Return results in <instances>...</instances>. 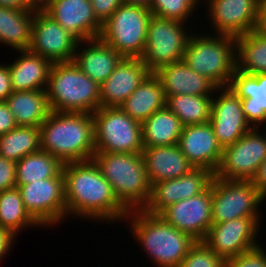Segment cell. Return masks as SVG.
Wrapping results in <instances>:
<instances>
[{"instance_id":"cell-1","label":"cell","mask_w":266,"mask_h":267,"mask_svg":"<svg viewBox=\"0 0 266 267\" xmlns=\"http://www.w3.org/2000/svg\"><path fill=\"white\" fill-rule=\"evenodd\" d=\"M63 173L68 216L112 223L129 214L93 160L66 163Z\"/></svg>"},{"instance_id":"cell-2","label":"cell","mask_w":266,"mask_h":267,"mask_svg":"<svg viewBox=\"0 0 266 267\" xmlns=\"http://www.w3.org/2000/svg\"><path fill=\"white\" fill-rule=\"evenodd\" d=\"M39 128L41 150L63 164L92 160L95 154L92 114L51 111Z\"/></svg>"},{"instance_id":"cell-3","label":"cell","mask_w":266,"mask_h":267,"mask_svg":"<svg viewBox=\"0 0 266 267\" xmlns=\"http://www.w3.org/2000/svg\"><path fill=\"white\" fill-rule=\"evenodd\" d=\"M124 220L131 223L134 238L158 267H178L196 243L195 239L167 223L160 215L133 210Z\"/></svg>"},{"instance_id":"cell-4","label":"cell","mask_w":266,"mask_h":267,"mask_svg":"<svg viewBox=\"0 0 266 267\" xmlns=\"http://www.w3.org/2000/svg\"><path fill=\"white\" fill-rule=\"evenodd\" d=\"M92 160L129 212L144 209L152 185L141 153L95 152Z\"/></svg>"},{"instance_id":"cell-5","label":"cell","mask_w":266,"mask_h":267,"mask_svg":"<svg viewBox=\"0 0 266 267\" xmlns=\"http://www.w3.org/2000/svg\"><path fill=\"white\" fill-rule=\"evenodd\" d=\"M46 94L51 111L93 114L100 108V85L74 61L52 63Z\"/></svg>"},{"instance_id":"cell-6","label":"cell","mask_w":266,"mask_h":267,"mask_svg":"<svg viewBox=\"0 0 266 267\" xmlns=\"http://www.w3.org/2000/svg\"><path fill=\"white\" fill-rule=\"evenodd\" d=\"M183 60L198 74L207 77L218 88L228 87L237 69L236 39L215 34H191Z\"/></svg>"},{"instance_id":"cell-7","label":"cell","mask_w":266,"mask_h":267,"mask_svg":"<svg viewBox=\"0 0 266 267\" xmlns=\"http://www.w3.org/2000/svg\"><path fill=\"white\" fill-rule=\"evenodd\" d=\"M151 16L148 8L122 3L102 24L99 38L124 58H141Z\"/></svg>"},{"instance_id":"cell-8","label":"cell","mask_w":266,"mask_h":267,"mask_svg":"<svg viewBox=\"0 0 266 267\" xmlns=\"http://www.w3.org/2000/svg\"><path fill=\"white\" fill-rule=\"evenodd\" d=\"M95 152L141 153L142 124L119 107H100L93 114Z\"/></svg>"},{"instance_id":"cell-9","label":"cell","mask_w":266,"mask_h":267,"mask_svg":"<svg viewBox=\"0 0 266 267\" xmlns=\"http://www.w3.org/2000/svg\"><path fill=\"white\" fill-rule=\"evenodd\" d=\"M185 23L152 15L148 25L143 64L151 73L162 66L183 60L191 32ZM186 29V30H185Z\"/></svg>"},{"instance_id":"cell-10","label":"cell","mask_w":266,"mask_h":267,"mask_svg":"<svg viewBox=\"0 0 266 267\" xmlns=\"http://www.w3.org/2000/svg\"><path fill=\"white\" fill-rule=\"evenodd\" d=\"M212 187V224L242 217H262L259 207L265 201L252 181L225 180L214 176ZM258 210V211H257Z\"/></svg>"},{"instance_id":"cell-11","label":"cell","mask_w":266,"mask_h":267,"mask_svg":"<svg viewBox=\"0 0 266 267\" xmlns=\"http://www.w3.org/2000/svg\"><path fill=\"white\" fill-rule=\"evenodd\" d=\"M251 128L233 144L223 148L215 177L225 180L251 181L266 159V133Z\"/></svg>"},{"instance_id":"cell-12","label":"cell","mask_w":266,"mask_h":267,"mask_svg":"<svg viewBox=\"0 0 266 267\" xmlns=\"http://www.w3.org/2000/svg\"><path fill=\"white\" fill-rule=\"evenodd\" d=\"M18 189L26 210L42 227H56L67 218L63 171L56 177L20 185Z\"/></svg>"},{"instance_id":"cell-13","label":"cell","mask_w":266,"mask_h":267,"mask_svg":"<svg viewBox=\"0 0 266 267\" xmlns=\"http://www.w3.org/2000/svg\"><path fill=\"white\" fill-rule=\"evenodd\" d=\"M260 217H242L212 224L203 240L224 261L259 246ZM259 230V231H258Z\"/></svg>"},{"instance_id":"cell-14","label":"cell","mask_w":266,"mask_h":267,"mask_svg":"<svg viewBox=\"0 0 266 267\" xmlns=\"http://www.w3.org/2000/svg\"><path fill=\"white\" fill-rule=\"evenodd\" d=\"M79 41L45 12H34L28 50L51 63L73 61Z\"/></svg>"},{"instance_id":"cell-15","label":"cell","mask_w":266,"mask_h":267,"mask_svg":"<svg viewBox=\"0 0 266 267\" xmlns=\"http://www.w3.org/2000/svg\"><path fill=\"white\" fill-rule=\"evenodd\" d=\"M167 223L203 241L212 225V187L204 192L169 205L159 214Z\"/></svg>"},{"instance_id":"cell-16","label":"cell","mask_w":266,"mask_h":267,"mask_svg":"<svg viewBox=\"0 0 266 267\" xmlns=\"http://www.w3.org/2000/svg\"><path fill=\"white\" fill-rule=\"evenodd\" d=\"M215 174L205 168H193L182 177L154 183L144 211L159 215L166 207L204 192Z\"/></svg>"},{"instance_id":"cell-17","label":"cell","mask_w":266,"mask_h":267,"mask_svg":"<svg viewBox=\"0 0 266 267\" xmlns=\"http://www.w3.org/2000/svg\"><path fill=\"white\" fill-rule=\"evenodd\" d=\"M211 28L234 38L256 29L261 0H207Z\"/></svg>"},{"instance_id":"cell-18","label":"cell","mask_w":266,"mask_h":267,"mask_svg":"<svg viewBox=\"0 0 266 267\" xmlns=\"http://www.w3.org/2000/svg\"><path fill=\"white\" fill-rule=\"evenodd\" d=\"M209 122L222 148L233 144L251 129L243 115L241 99L229 86L214 92Z\"/></svg>"},{"instance_id":"cell-19","label":"cell","mask_w":266,"mask_h":267,"mask_svg":"<svg viewBox=\"0 0 266 267\" xmlns=\"http://www.w3.org/2000/svg\"><path fill=\"white\" fill-rule=\"evenodd\" d=\"M178 146L194 168H205L214 174L218 170L223 148L210 122L183 126Z\"/></svg>"},{"instance_id":"cell-20","label":"cell","mask_w":266,"mask_h":267,"mask_svg":"<svg viewBox=\"0 0 266 267\" xmlns=\"http://www.w3.org/2000/svg\"><path fill=\"white\" fill-rule=\"evenodd\" d=\"M45 13L79 42L100 37L102 24L94 15L90 0H58Z\"/></svg>"},{"instance_id":"cell-21","label":"cell","mask_w":266,"mask_h":267,"mask_svg":"<svg viewBox=\"0 0 266 267\" xmlns=\"http://www.w3.org/2000/svg\"><path fill=\"white\" fill-rule=\"evenodd\" d=\"M150 73L141 58H123L100 85V107H119Z\"/></svg>"},{"instance_id":"cell-22","label":"cell","mask_w":266,"mask_h":267,"mask_svg":"<svg viewBox=\"0 0 266 267\" xmlns=\"http://www.w3.org/2000/svg\"><path fill=\"white\" fill-rule=\"evenodd\" d=\"M229 87L241 99L247 123L260 128L266 122V73L249 75L236 69Z\"/></svg>"},{"instance_id":"cell-23","label":"cell","mask_w":266,"mask_h":267,"mask_svg":"<svg viewBox=\"0 0 266 267\" xmlns=\"http://www.w3.org/2000/svg\"><path fill=\"white\" fill-rule=\"evenodd\" d=\"M123 58L111 46L96 38L78 42L73 61L84 74L101 85Z\"/></svg>"},{"instance_id":"cell-24","label":"cell","mask_w":266,"mask_h":267,"mask_svg":"<svg viewBox=\"0 0 266 267\" xmlns=\"http://www.w3.org/2000/svg\"><path fill=\"white\" fill-rule=\"evenodd\" d=\"M154 74L161 81L165 98L172 95H214L218 88L207 77L191 69L184 60L159 68Z\"/></svg>"},{"instance_id":"cell-25","label":"cell","mask_w":266,"mask_h":267,"mask_svg":"<svg viewBox=\"0 0 266 267\" xmlns=\"http://www.w3.org/2000/svg\"><path fill=\"white\" fill-rule=\"evenodd\" d=\"M141 155L151 185L182 177L194 168L178 144L143 146Z\"/></svg>"},{"instance_id":"cell-26","label":"cell","mask_w":266,"mask_h":267,"mask_svg":"<svg viewBox=\"0 0 266 267\" xmlns=\"http://www.w3.org/2000/svg\"><path fill=\"white\" fill-rule=\"evenodd\" d=\"M14 62L8 64L13 91L46 89L52 63L30 50H18Z\"/></svg>"},{"instance_id":"cell-27","label":"cell","mask_w":266,"mask_h":267,"mask_svg":"<svg viewBox=\"0 0 266 267\" xmlns=\"http://www.w3.org/2000/svg\"><path fill=\"white\" fill-rule=\"evenodd\" d=\"M165 106L166 98L161 81L154 73H150L119 108L142 124Z\"/></svg>"},{"instance_id":"cell-28","label":"cell","mask_w":266,"mask_h":267,"mask_svg":"<svg viewBox=\"0 0 266 267\" xmlns=\"http://www.w3.org/2000/svg\"><path fill=\"white\" fill-rule=\"evenodd\" d=\"M5 102L17 126L40 127L51 112L46 89L13 91Z\"/></svg>"},{"instance_id":"cell-29","label":"cell","mask_w":266,"mask_h":267,"mask_svg":"<svg viewBox=\"0 0 266 267\" xmlns=\"http://www.w3.org/2000/svg\"><path fill=\"white\" fill-rule=\"evenodd\" d=\"M33 9L0 6V43L11 49L27 50L31 40Z\"/></svg>"},{"instance_id":"cell-30","label":"cell","mask_w":266,"mask_h":267,"mask_svg":"<svg viewBox=\"0 0 266 267\" xmlns=\"http://www.w3.org/2000/svg\"><path fill=\"white\" fill-rule=\"evenodd\" d=\"M182 129L180 119L165 106L142 123L143 146L176 145Z\"/></svg>"},{"instance_id":"cell-31","label":"cell","mask_w":266,"mask_h":267,"mask_svg":"<svg viewBox=\"0 0 266 267\" xmlns=\"http://www.w3.org/2000/svg\"><path fill=\"white\" fill-rule=\"evenodd\" d=\"M64 164L47 151L39 150L16 162V187L58 176Z\"/></svg>"},{"instance_id":"cell-32","label":"cell","mask_w":266,"mask_h":267,"mask_svg":"<svg viewBox=\"0 0 266 267\" xmlns=\"http://www.w3.org/2000/svg\"><path fill=\"white\" fill-rule=\"evenodd\" d=\"M235 39L237 70L249 75L266 73V37L252 30Z\"/></svg>"},{"instance_id":"cell-33","label":"cell","mask_w":266,"mask_h":267,"mask_svg":"<svg viewBox=\"0 0 266 267\" xmlns=\"http://www.w3.org/2000/svg\"><path fill=\"white\" fill-rule=\"evenodd\" d=\"M41 225L26 210L18 187L0 192V228L15 236L28 227Z\"/></svg>"},{"instance_id":"cell-34","label":"cell","mask_w":266,"mask_h":267,"mask_svg":"<svg viewBox=\"0 0 266 267\" xmlns=\"http://www.w3.org/2000/svg\"><path fill=\"white\" fill-rule=\"evenodd\" d=\"M213 95H172L166 106L180 119L183 126L208 123L211 118Z\"/></svg>"},{"instance_id":"cell-35","label":"cell","mask_w":266,"mask_h":267,"mask_svg":"<svg viewBox=\"0 0 266 267\" xmlns=\"http://www.w3.org/2000/svg\"><path fill=\"white\" fill-rule=\"evenodd\" d=\"M39 150H41L39 127L16 126L0 136V156L14 162Z\"/></svg>"},{"instance_id":"cell-36","label":"cell","mask_w":266,"mask_h":267,"mask_svg":"<svg viewBox=\"0 0 266 267\" xmlns=\"http://www.w3.org/2000/svg\"><path fill=\"white\" fill-rule=\"evenodd\" d=\"M199 2V0H153L150 11L154 16L185 23L195 9L197 10L196 7H199Z\"/></svg>"},{"instance_id":"cell-37","label":"cell","mask_w":266,"mask_h":267,"mask_svg":"<svg viewBox=\"0 0 266 267\" xmlns=\"http://www.w3.org/2000/svg\"><path fill=\"white\" fill-rule=\"evenodd\" d=\"M178 267H225V261L203 241H196Z\"/></svg>"},{"instance_id":"cell-38","label":"cell","mask_w":266,"mask_h":267,"mask_svg":"<svg viewBox=\"0 0 266 267\" xmlns=\"http://www.w3.org/2000/svg\"><path fill=\"white\" fill-rule=\"evenodd\" d=\"M262 246L225 261V267H266V250Z\"/></svg>"},{"instance_id":"cell-39","label":"cell","mask_w":266,"mask_h":267,"mask_svg":"<svg viewBox=\"0 0 266 267\" xmlns=\"http://www.w3.org/2000/svg\"><path fill=\"white\" fill-rule=\"evenodd\" d=\"M16 187V162L0 156V192Z\"/></svg>"},{"instance_id":"cell-40","label":"cell","mask_w":266,"mask_h":267,"mask_svg":"<svg viewBox=\"0 0 266 267\" xmlns=\"http://www.w3.org/2000/svg\"><path fill=\"white\" fill-rule=\"evenodd\" d=\"M90 2L95 17L101 24H104L123 3V0H90Z\"/></svg>"},{"instance_id":"cell-41","label":"cell","mask_w":266,"mask_h":267,"mask_svg":"<svg viewBox=\"0 0 266 267\" xmlns=\"http://www.w3.org/2000/svg\"><path fill=\"white\" fill-rule=\"evenodd\" d=\"M14 115L10 112L5 101H0V136L16 127Z\"/></svg>"},{"instance_id":"cell-42","label":"cell","mask_w":266,"mask_h":267,"mask_svg":"<svg viewBox=\"0 0 266 267\" xmlns=\"http://www.w3.org/2000/svg\"><path fill=\"white\" fill-rule=\"evenodd\" d=\"M13 92L8 64H0V101H6Z\"/></svg>"},{"instance_id":"cell-43","label":"cell","mask_w":266,"mask_h":267,"mask_svg":"<svg viewBox=\"0 0 266 267\" xmlns=\"http://www.w3.org/2000/svg\"><path fill=\"white\" fill-rule=\"evenodd\" d=\"M15 239L17 238L11 231L0 228V260L9 254V250L13 249L12 245Z\"/></svg>"},{"instance_id":"cell-44","label":"cell","mask_w":266,"mask_h":267,"mask_svg":"<svg viewBox=\"0 0 266 267\" xmlns=\"http://www.w3.org/2000/svg\"><path fill=\"white\" fill-rule=\"evenodd\" d=\"M251 181L266 198V159L260 164L256 175Z\"/></svg>"},{"instance_id":"cell-45","label":"cell","mask_w":266,"mask_h":267,"mask_svg":"<svg viewBox=\"0 0 266 267\" xmlns=\"http://www.w3.org/2000/svg\"><path fill=\"white\" fill-rule=\"evenodd\" d=\"M0 6L14 9H32L31 0H0Z\"/></svg>"},{"instance_id":"cell-46","label":"cell","mask_w":266,"mask_h":267,"mask_svg":"<svg viewBox=\"0 0 266 267\" xmlns=\"http://www.w3.org/2000/svg\"><path fill=\"white\" fill-rule=\"evenodd\" d=\"M266 37V6L261 2L258 11V21L255 29Z\"/></svg>"},{"instance_id":"cell-47","label":"cell","mask_w":266,"mask_h":267,"mask_svg":"<svg viewBox=\"0 0 266 267\" xmlns=\"http://www.w3.org/2000/svg\"><path fill=\"white\" fill-rule=\"evenodd\" d=\"M58 0H31V7L34 12H45Z\"/></svg>"},{"instance_id":"cell-48","label":"cell","mask_w":266,"mask_h":267,"mask_svg":"<svg viewBox=\"0 0 266 267\" xmlns=\"http://www.w3.org/2000/svg\"><path fill=\"white\" fill-rule=\"evenodd\" d=\"M124 4H131L134 6H141L150 9L153 0H123Z\"/></svg>"},{"instance_id":"cell-49","label":"cell","mask_w":266,"mask_h":267,"mask_svg":"<svg viewBox=\"0 0 266 267\" xmlns=\"http://www.w3.org/2000/svg\"><path fill=\"white\" fill-rule=\"evenodd\" d=\"M261 2L266 6V0H261Z\"/></svg>"}]
</instances>
